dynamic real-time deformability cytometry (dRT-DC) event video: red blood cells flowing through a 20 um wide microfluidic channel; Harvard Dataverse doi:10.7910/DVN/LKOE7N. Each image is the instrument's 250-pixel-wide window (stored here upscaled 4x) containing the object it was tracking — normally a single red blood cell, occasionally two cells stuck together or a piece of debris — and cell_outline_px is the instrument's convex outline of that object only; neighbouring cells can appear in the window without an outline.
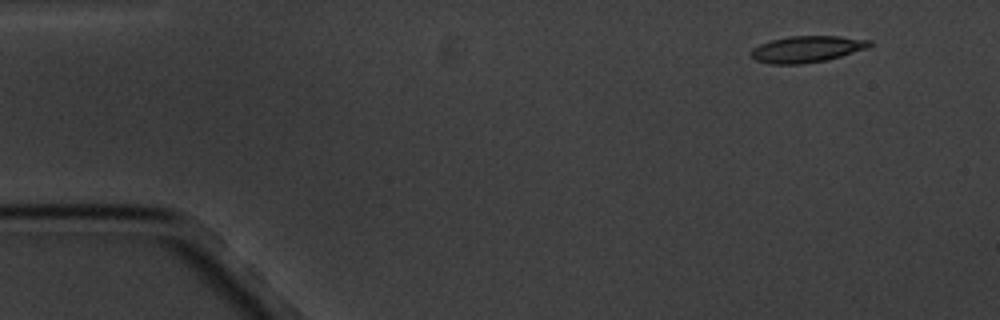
{"species": "common noctule bat (a hibernating species)", "species_latin": "Nyctalus noctula", "temperature_condition": "cold", "stored_images_in_passage": 5, "camera_frame_rate_fps": 3000, "um_per_image_px": 0.085, "animal": {"sex": "male", "body_mass_g": 20.1, "forearm_length_mm": 53.5}, "frame": {"image": 1, "passage_image": 1, "time_ms": 0.0, "image_size_px": [1000, 320], "cell_outline_px": [[872, 44], [868, 48], [828, 60], [804, 64], [768, 64], [756, 60], [748, 52], [752, 48], [760, 44], [772, 40], [792, 36], [840, 36], [872, 40]], "centroid_in_image_um": [68.59, 4.18], "position_along_channel_um": 16.4, "area_um2": 18.44}}
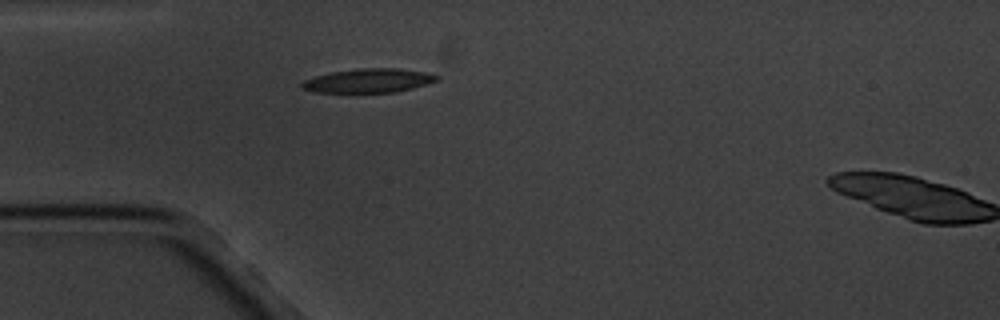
{"frame": {"image": 2, "passage_image": 4, "time_ms": 3.667, "image_size_px": [1000, 320], "cell_outline_px": [[440, 80], [412, 88], [396, 92], [312, 92], [300, 88], [300, 84], [304, 80], [316, 76], [332, 72], [360, 68], [396, 68], [424, 72], [440, 76]], "centroid_in_image_um": [31.32, 6.86], "position_along_channel_um": 53.7, "area_um2": 18.79}}